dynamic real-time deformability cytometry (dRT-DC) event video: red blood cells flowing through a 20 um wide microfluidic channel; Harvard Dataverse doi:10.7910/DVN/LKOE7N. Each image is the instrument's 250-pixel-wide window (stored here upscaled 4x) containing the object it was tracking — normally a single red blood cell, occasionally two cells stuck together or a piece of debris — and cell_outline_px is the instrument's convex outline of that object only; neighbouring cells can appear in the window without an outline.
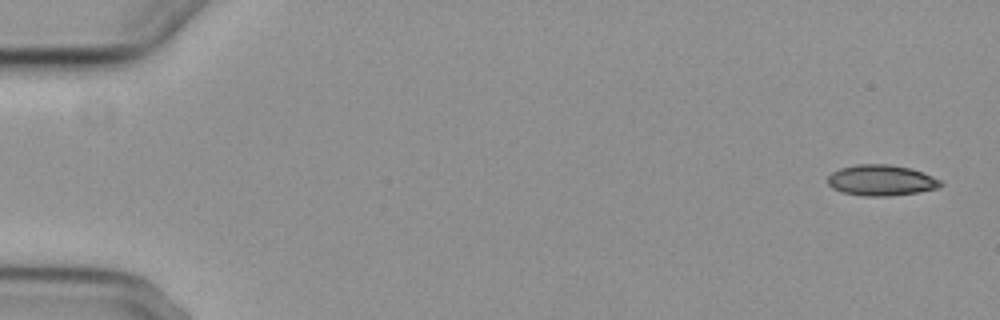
{"species": "common noctule bat (a hibernating species)", "species_latin": "Nyctalus noctula", "temperature_condition": "cold", "stored_images_in_passage": 6, "camera_frame_rate_fps": 3000, "um_per_image_px": 0.085, "animal": {"sex": "female", "body_mass_g": 29.2, "forearm_length_mm": 56.3}, "frame": {"image": 1, "passage_image": 1, "time_ms": 0.0, "image_size_px": [1000, 320], "cell_outline_px": [[944, 184], [936, 188], [916, 192], [888, 196], [868, 196], [840, 192], [832, 188], [828, 184], [828, 176], [832, 172], [840, 168], [856, 164], [892, 164], [912, 168], [932, 176], [940, 180]], "centroid_in_image_um": [74.88, 15.31], "position_along_channel_um": 10.1, "area_um2": 20.29}}